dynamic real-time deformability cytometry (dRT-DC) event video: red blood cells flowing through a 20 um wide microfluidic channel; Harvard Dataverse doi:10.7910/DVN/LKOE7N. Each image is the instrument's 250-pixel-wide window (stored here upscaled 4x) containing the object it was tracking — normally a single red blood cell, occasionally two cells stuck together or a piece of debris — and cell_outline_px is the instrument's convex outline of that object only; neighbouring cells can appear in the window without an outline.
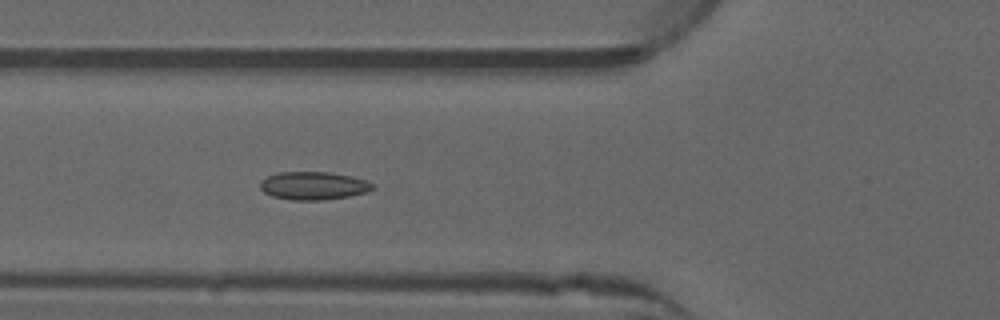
{"species": "common noctule bat (a hibernating species)", "species_latin": "Nyctalus noctula", "temperature_condition": "warm", "stored_images_in_passage": 52, "camera_frame_rate_fps": 3000, "um_per_image_px": 0.085, "animal": {"sex": "male", "forearm_length_mm": 52.5}, "frame": {"image": 1, "passage_image": 19, "time_ms": 6.0, "image_size_px": [1000, 320], "cell_outline_px": [[372, 188], [368, 192], [348, 196], [324, 200], [292, 200], [272, 196], [264, 192], [260, 188], [260, 180], [276, 172], [328, 172], [348, 176], [364, 180], [372, 184]], "centroid_in_image_um": [26.58, 15.79], "position_along_channel_um": 99.2, "area_um2": 18.21}}
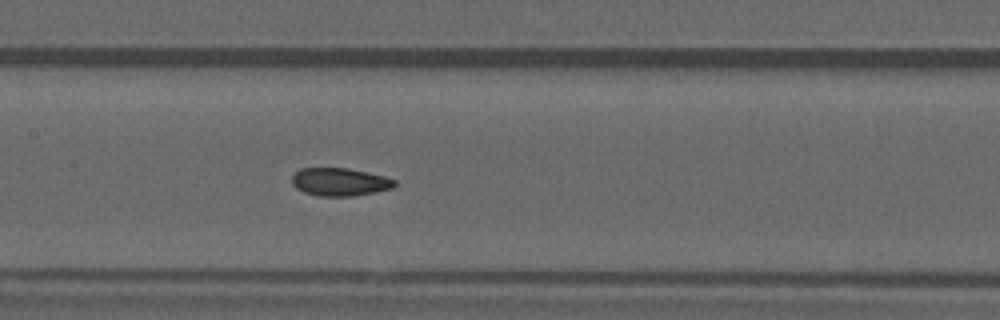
{"frame": {"image": 2, "passage_image": 25, "time_ms": 8.0, "image_size_px": [1000, 320], "cell_outline_px": [[396, 184], [392, 188], [376, 192], [356, 196], [316, 196], [304, 192], [296, 188], [292, 184], [292, 176], [300, 168], [348, 168], [384, 176], [396, 180]], "centroid_in_image_um": [28.88, 15.47], "position_along_channel_um": 178.5, "area_um2": 16.82}}
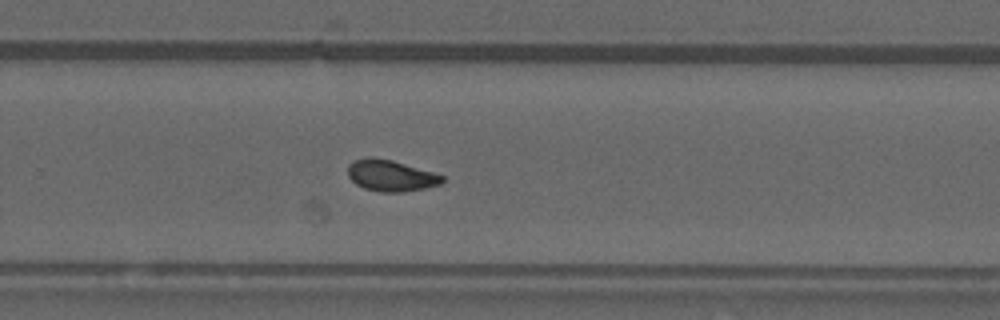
{"frame": {"image": 3, "passage_image": 34, "time_ms": 11.0, "image_size_px": [1000, 320], "cell_outline_px": [[444, 180], [440, 184], [424, 188], [400, 192], [384, 192], [364, 188], [356, 184], [348, 176], [348, 164], [356, 160], [368, 156], [372, 156], [392, 160], [432, 172], [444, 176]], "centroid_in_image_um": [33.19, 14.91], "position_along_channel_um": 296.6, "area_um2": 17.05}, "authors_computed_cell_mechanics": {"area_um2": 17.2244, "velocity_mm_per_s": 3.9589, "shape_relaxation_time_tau1_ms": null, "shape_relaxation_time_tau2_ms": 1.5158, "deformation_change_tau1": null, "deformation_change_tau2": 0.0484}}